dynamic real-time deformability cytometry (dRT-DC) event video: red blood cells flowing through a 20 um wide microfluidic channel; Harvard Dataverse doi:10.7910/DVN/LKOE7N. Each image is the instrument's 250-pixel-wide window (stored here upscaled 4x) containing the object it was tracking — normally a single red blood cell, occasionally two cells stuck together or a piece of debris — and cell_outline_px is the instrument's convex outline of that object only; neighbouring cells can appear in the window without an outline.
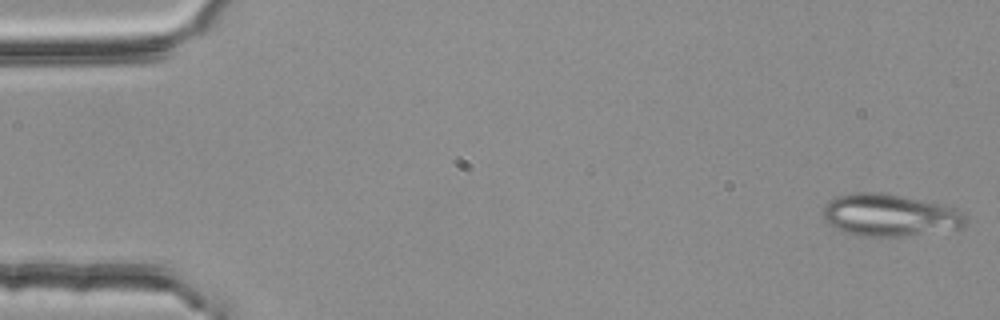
{"species": "common noctule bat (a hibernating species)", "species_latin": "Nyctalus noctula", "temperature_condition": "room temperature", "stored_images_in_passage": 22, "camera_frame_rate_fps": 3000, "um_per_image_px": 0.085, "animal": {"sex": "female", "body_mass_g": 25.1}, "frame": {"image": 1, "passage_image": 1, "time_ms": 0.0, "image_size_px": [1000, 320], "cell_outline_px": [[968, 220], [964, 224], [956, 228], [904, 236], [864, 236], [848, 232], [832, 224], [824, 216], [824, 204], [828, 200], [836, 196], [852, 192], [880, 192], [944, 204], [956, 208]], "centroid_in_image_um": [75.63, 18.25], "position_along_channel_um": 9.4, "area_um2": 34.45}}
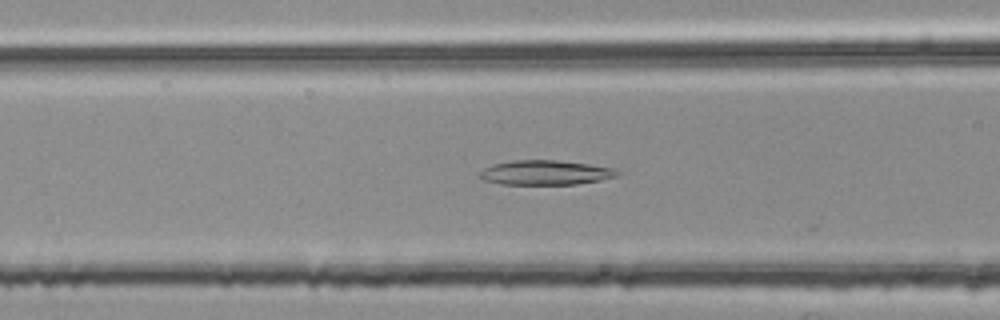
{"frame": {"image": 2, "passage_image": 21, "time_ms": 6.667, "image_size_px": [1000, 320], "cell_outline_px": [[620, 172], [616, 176], [600, 180], [576, 184], [500, 184], [484, 180], [476, 176], [484, 168], [492, 164], [512, 160], [556, 160], [588, 164], [612, 168]], "centroid_in_image_um": [46.29, 14.67], "position_along_channel_um": 120.3, "area_um2": 19.65}}